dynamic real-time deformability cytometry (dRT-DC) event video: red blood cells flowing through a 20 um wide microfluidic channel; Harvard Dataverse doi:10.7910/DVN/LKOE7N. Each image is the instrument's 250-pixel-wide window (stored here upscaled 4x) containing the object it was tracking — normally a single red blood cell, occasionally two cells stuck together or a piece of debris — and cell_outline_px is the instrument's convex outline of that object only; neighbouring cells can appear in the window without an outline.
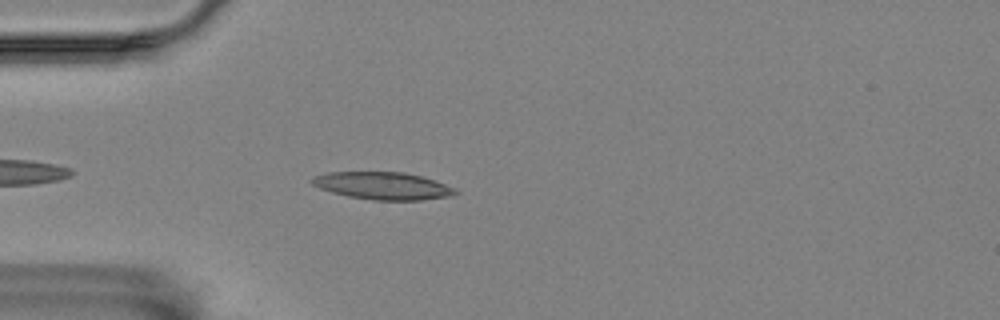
{"species": "Egyptian fruit bat (a non-hibernating species)", "species_latin": "Rousettus aegyptiacus", "temperature_condition": "room temperature", "stored_images_in_passage": 40, "camera_frame_rate_fps": 3000, "um_per_image_px": 0.085, "animal": {"sex": "female"}, "frame": {"image": 1, "passage_image": 4, "time_ms": 1.0, "image_size_px": [1000, 320], "cell_outline_px": [[460, 192], [452, 196], [420, 200], [372, 200], [348, 196], [332, 192], [320, 188], [312, 184], [308, 180], [312, 176], [328, 172], [404, 172], [436, 180], [456, 188]], "centroid_in_image_um": [32.55, 15.79], "position_along_channel_um": 52.4, "area_um2": 23.12}}
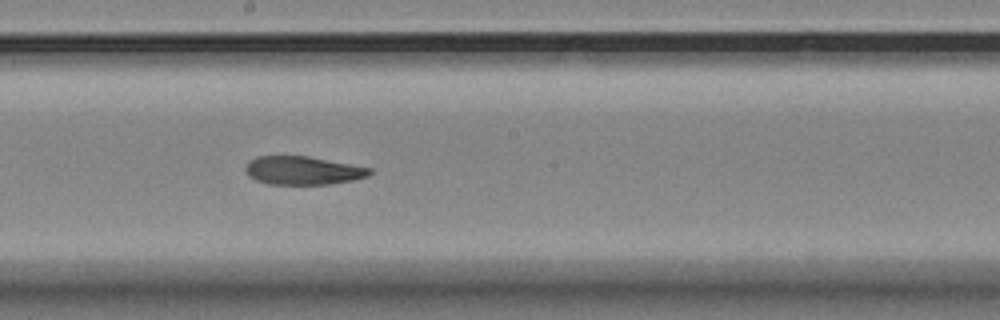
{"frame": {"image": 2, "passage_image": 19, "time_ms": 6.0, "image_size_px": [1000, 320], "cell_outline_px": [[372, 172], [368, 176], [352, 180], [332, 184], [268, 184], [256, 180], [248, 176], [244, 172], [244, 168], [248, 160], [256, 156], [308, 156], [372, 168]], "centroid_in_image_um": [25.7, 14.49], "position_along_channel_um": 222.5, "area_um2": 20.69}}
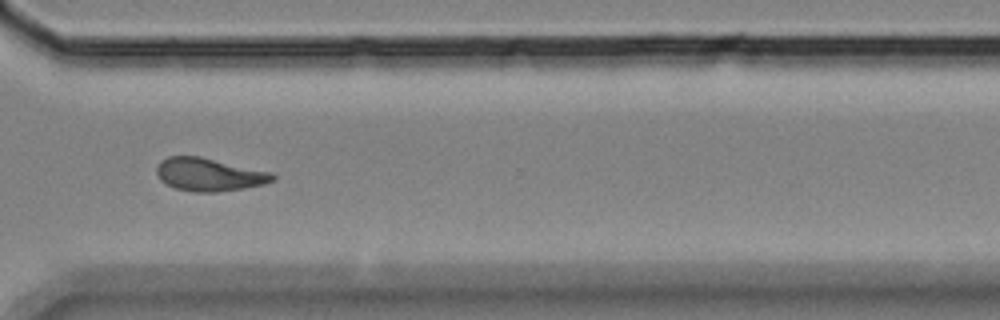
{"frame": {"image": 3, "passage_image": 30, "time_ms": 9.667, "image_size_px": [1000, 320], "cell_outline_px": [[276, 180], [264, 184], [244, 188], [216, 192], [192, 192], [176, 188], [160, 180], [156, 172], [156, 168], [160, 160], [168, 156], [200, 156], [272, 172], [276, 176]], "centroid_in_image_um": [17.78, 14.83], "position_along_channel_um": 352.8, "area_um2": 22.43}, "authors_computed_cell_mechanics": {"area_um2": 21.4727, "velocity_mm_per_s": 3.5561, "shape_relaxation_time_tau1_ms": null, "shape_relaxation_time_tau2_ms": 6.9189, "deformation_change_tau1": null, "deformation_change_tau2": 0.1517}}